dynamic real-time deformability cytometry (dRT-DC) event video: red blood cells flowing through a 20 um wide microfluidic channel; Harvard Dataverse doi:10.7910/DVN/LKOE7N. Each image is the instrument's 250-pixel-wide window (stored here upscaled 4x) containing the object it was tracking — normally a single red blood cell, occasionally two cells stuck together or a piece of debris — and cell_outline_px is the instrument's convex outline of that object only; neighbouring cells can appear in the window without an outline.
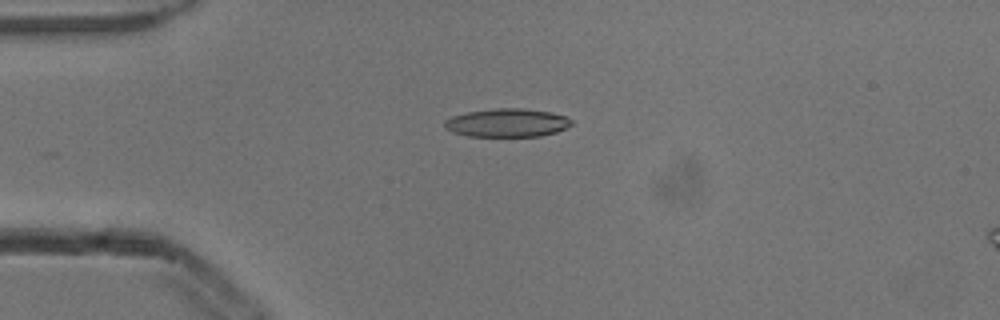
{"species": "common noctule bat (a hibernating species)", "species_latin": "Nyctalus noctula", "temperature_condition": "cold", "stored_images_in_passage": 3, "camera_frame_rate_fps": 3000, "um_per_image_px": 0.085, "animal": {"sex": "male", "body_mass_g": 13.3}, "frame": {"image": 1, "passage_image": 3, "time_ms": 0.667, "image_size_px": [1000, 320], "cell_outline_px": [[572, 124], [556, 132], [540, 136], [468, 136], [452, 132], [444, 128], [444, 120], [452, 116], [468, 112], [496, 108], [524, 108], [552, 112], [564, 116], [572, 120]], "centroid_in_image_um": [43.08, 10.43], "position_along_channel_um": 41.9, "area_um2": 20.98}}